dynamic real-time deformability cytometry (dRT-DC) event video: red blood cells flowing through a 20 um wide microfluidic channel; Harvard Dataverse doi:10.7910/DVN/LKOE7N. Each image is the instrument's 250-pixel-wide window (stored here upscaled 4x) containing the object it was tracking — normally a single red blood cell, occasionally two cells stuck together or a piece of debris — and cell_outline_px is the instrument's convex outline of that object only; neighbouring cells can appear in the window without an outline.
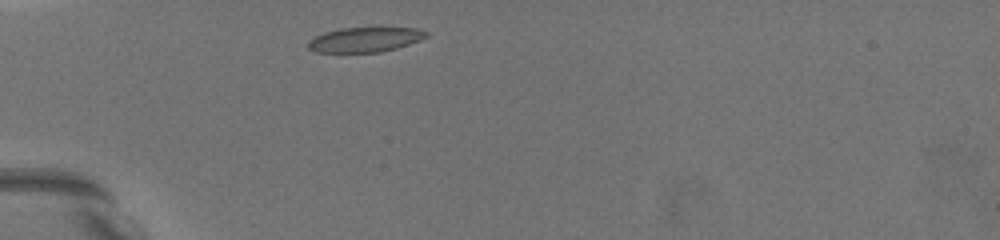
{"species": "common noctule bat (a hibernating species)", "species_latin": "Nyctalus noctula", "temperature_condition": "warm", "stored_images_in_passage": 30, "camera_frame_rate_fps": 3000, "um_per_image_px": 0.085, "animal": {"sex": "female", "body_mass_g": 19.5, "forearm_length_mm": 54.1}, "frame": {"image": 1, "passage_image": 1, "time_ms": 0.0, "image_size_px": [1000, 240], "cell_outline_px": [[428, 36], [420, 40], [396, 48], [380, 52], [316, 52], [308, 48], [308, 40], [324, 32], [340, 28], [380, 24], [416, 28], [428, 32]], "centroid_in_image_um": [31.08, 3.3], "position_along_channel_um": 53.9, "area_um2": 18.03}}
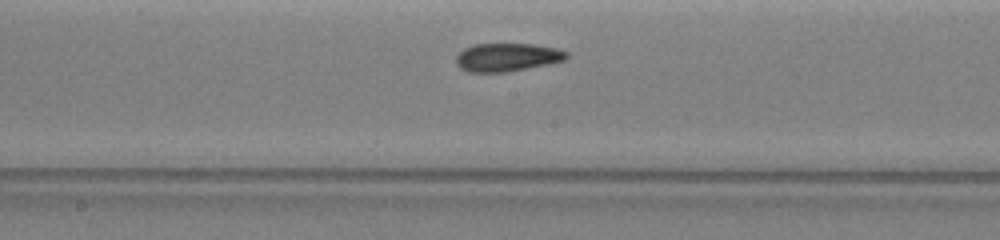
{"frame": {"image": 2, "passage_image": 15, "time_ms": 4.667, "image_size_px": [1000, 240], "cell_outline_px": [[568, 56], [564, 60], [548, 64], [504, 72], [468, 72], [460, 68], [456, 64], [456, 56], [464, 48], [472, 44], [536, 44], [556, 48], [568, 52]], "centroid_in_image_um": [43.08, 4.86], "position_along_channel_um": 205.1, "area_um2": 18.15}}
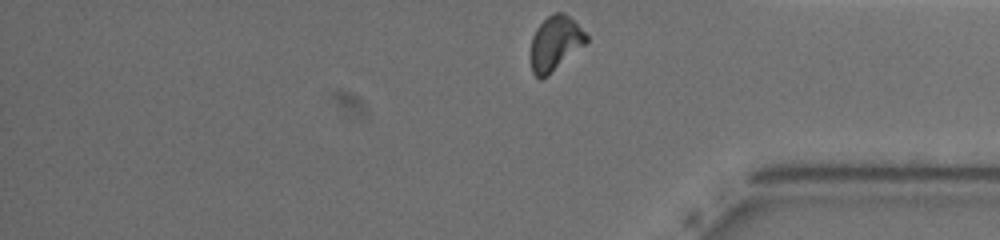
{"frame": {"image": 3, "passage_image": 30, "time_ms": 10.0, "image_size_px": [1000, 240], "cell_outline_px": [[588, 44], [548, 76], [540, 80], [532, 72], [528, 56], [532, 36], [536, 28], [548, 16], [556, 12], [564, 12], [588, 36]], "centroid_in_image_um": [47.16, 3.74], "position_along_channel_um": 388.0, "area_um2": 18.26}, "authors_computed_cell_mechanics": {"area_um2": 18.1203, "velocity_mm_per_s": 3.5992, "shape_relaxation_time_tau1_ms": 5.1692, "shape_relaxation_time_tau2_ms": 2.7811, "deformation_change_tau1": 0.1372, "deformation_change_tau2": 0.0714}}